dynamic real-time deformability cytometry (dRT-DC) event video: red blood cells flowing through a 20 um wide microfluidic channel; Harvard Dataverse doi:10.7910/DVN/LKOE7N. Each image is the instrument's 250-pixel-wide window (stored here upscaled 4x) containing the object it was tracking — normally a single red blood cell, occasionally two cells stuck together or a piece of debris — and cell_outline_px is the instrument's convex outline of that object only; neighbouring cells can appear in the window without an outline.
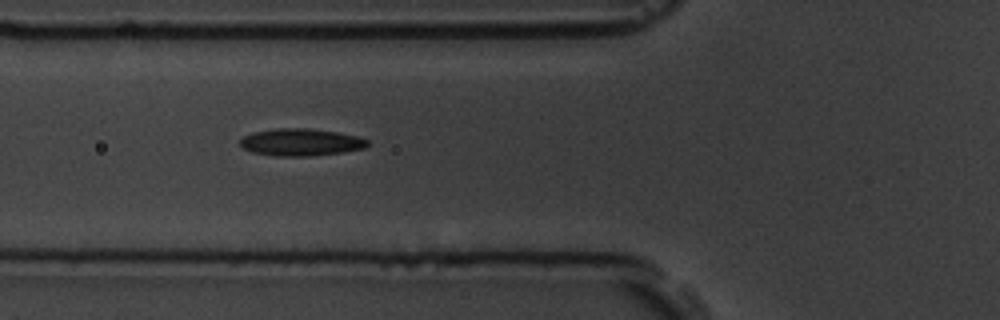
{"species": "common noctule bat (a hibernating species)", "species_latin": "Nyctalus noctula", "temperature_condition": "room temperature", "stored_images_in_passage": 6, "camera_frame_rate_fps": 3000, "um_per_image_px": 0.085, "animal": {"sex": "male", "body_mass_g": 19.5, "forearm_length_mm": 54.6}, "frame": {"image": 1, "passage_image": 6, "time_ms": 5.667, "image_size_px": [1000, 320], "cell_outline_px": [[368, 144], [364, 148], [340, 152], [312, 156], [276, 156], [252, 152], [244, 148], [240, 144], [240, 140], [244, 136], [252, 132], [276, 128], [308, 128], [336, 132], [356, 136], [368, 140]], "centroid_in_image_um": [25.54, 12.08], "position_along_channel_um": 100.3, "area_um2": 20.06}}